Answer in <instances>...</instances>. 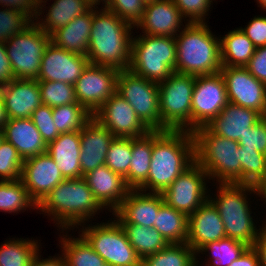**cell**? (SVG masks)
<instances>
[{
  "mask_svg": "<svg viewBox=\"0 0 266 266\" xmlns=\"http://www.w3.org/2000/svg\"><path fill=\"white\" fill-rule=\"evenodd\" d=\"M194 162L195 140L192 132L153 131L149 174L138 190L161 194Z\"/></svg>",
  "mask_w": 266,
  "mask_h": 266,
  "instance_id": "6da1fadb",
  "label": "cell"
},
{
  "mask_svg": "<svg viewBox=\"0 0 266 266\" xmlns=\"http://www.w3.org/2000/svg\"><path fill=\"white\" fill-rule=\"evenodd\" d=\"M93 7L92 27L87 58L91 64L127 70L131 61L134 26L105 7Z\"/></svg>",
  "mask_w": 266,
  "mask_h": 266,
  "instance_id": "7a4b0ae2",
  "label": "cell"
},
{
  "mask_svg": "<svg viewBox=\"0 0 266 266\" xmlns=\"http://www.w3.org/2000/svg\"><path fill=\"white\" fill-rule=\"evenodd\" d=\"M37 209L51 217L59 229L71 228L89 222L104 208L94 198L84 177L60 182L38 205ZM61 227V228H60Z\"/></svg>",
  "mask_w": 266,
  "mask_h": 266,
  "instance_id": "3957f363",
  "label": "cell"
},
{
  "mask_svg": "<svg viewBox=\"0 0 266 266\" xmlns=\"http://www.w3.org/2000/svg\"><path fill=\"white\" fill-rule=\"evenodd\" d=\"M176 40L175 72L194 76L220 73V38L207 23H187Z\"/></svg>",
  "mask_w": 266,
  "mask_h": 266,
  "instance_id": "277c9868",
  "label": "cell"
},
{
  "mask_svg": "<svg viewBox=\"0 0 266 266\" xmlns=\"http://www.w3.org/2000/svg\"><path fill=\"white\" fill-rule=\"evenodd\" d=\"M214 197L209 200L218 209L224 224L226 237L244 242L252 247L264 226L256 228L249 206L248 193H254V186L249 184L219 183ZM247 194V195H246Z\"/></svg>",
  "mask_w": 266,
  "mask_h": 266,
  "instance_id": "5b68a950",
  "label": "cell"
},
{
  "mask_svg": "<svg viewBox=\"0 0 266 266\" xmlns=\"http://www.w3.org/2000/svg\"><path fill=\"white\" fill-rule=\"evenodd\" d=\"M192 133L195 140V161L208 174L209 180H216L218 184H241L238 141L213 134L206 126Z\"/></svg>",
  "mask_w": 266,
  "mask_h": 266,
  "instance_id": "8992f818",
  "label": "cell"
},
{
  "mask_svg": "<svg viewBox=\"0 0 266 266\" xmlns=\"http://www.w3.org/2000/svg\"><path fill=\"white\" fill-rule=\"evenodd\" d=\"M175 64V37L140 33L132 38L129 66L131 72L149 81L160 83L175 72Z\"/></svg>",
  "mask_w": 266,
  "mask_h": 266,
  "instance_id": "52a82bcc",
  "label": "cell"
},
{
  "mask_svg": "<svg viewBox=\"0 0 266 266\" xmlns=\"http://www.w3.org/2000/svg\"><path fill=\"white\" fill-rule=\"evenodd\" d=\"M196 76L173 72L158 83L161 124L167 130L191 132V104Z\"/></svg>",
  "mask_w": 266,
  "mask_h": 266,
  "instance_id": "ba28073f",
  "label": "cell"
},
{
  "mask_svg": "<svg viewBox=\"0 0 266 266\" xmlns=\"http://www.w3.org/2000/svg\"><path fill=\"white\" fill-rule=\"evenodd\" d=\"M50 42L51 36L33 21L4 43L14 79H37L42 56Z\"/></svg>",
  "mask_w": 266,
  "mask_h": 266,
  "instance_id": "9c48e42d",
  "label": "cell"
},
{
  "mask_svg": "<svg viewBox=\"0 0 266 266\" xmlns=\"http://www.w3.org/2000/svg\"><path fill=\"white\" fill-rule=\"evenodd\" d=\"M109 221L92 226L80 225L83 227L81 235L106 263L112 266H141L142 259L129 243L123 227L117 220Z\"/></svg>",
  "mask_w": 266,
  "mask_h": 266,
  "instance_id": "30bf717a",
  "label": "cell"
},
{
  "mask_svg": "<svg viewBox=\"0 0 266 266\" xmlns=\"http://www.w3.org/2000/svg\"><path fill=\"white\" fill-rule=\"evenodd\" d=\"M116 92L134 109L151 131H166L161 124L158 83L149 81L129 69L119 71Z\"/></svg>",
  "mask_w": 266,
  "mask_h": 266,
  "instance_id": "8fae6325",
  "label": "cell"
},
{
  "mask_svg": "<svg viewBox=\"0 0 266 266\" xmlns=\"http://www.w3.org/2000/svg\"><path fill=\"white\" fill-rule=\"evenodd\" d=\"M205 181L208 174L195 161L161 193L164 203L190 216L209 199Z\"/></svg>",
  "mask_w": 266,
  "mask_h": 266,
  "instance_id": "7c38bea8",
  "label": "cell"
},
{
  "mask_svg": "<svg viewBox=\"0 0 266 266\" xmlns=\"http://www.w3.org/2000/svg\"><path fill=\"white\" fill-rule=\"evenodd\" d=\"M228 103L221 73L196 76L191 104V132L208 125Z\"/></svg>",
  "mask_w": 266,
  "mask_h": 266,
  "instance_id": "4fadbf2b",
  "label": "cell"
},
{
  "mask_svg": "<svg viewBox=\"0 0 266 266\" xmlns=\"http://www.w3.org/2000/svg\"><path fill=\"white\" fill-rule=\"evenodd\" d=\"M119 71L89 63L74 84L77 102L92 115L116 92Z\"/></svg>",
  "mask_w": 266,
  "mask_h": 266,
  "instance_id": "5bb4252c",
  "label": "cell"
},
{
  "mask_svg": "<svg viewBox=\"0 0 266 266\" xmlns=\"http://www.w3.org/2000/svg\"><path fill=\"white\" fill-rule=\"evenodd\" d=\"M228 101L253 109L266 117V85L256 79L246 67H222Z\"/></svg>",
  "mask_w": 266,
  "mask_h": 266,
  "instance_id": "9a60e30c",
  "label": "cell"
},
{
  "mask_svg": "<svg viewBox=\"0 0 266 266\" xmlns=\"http://www.w3.org/2000/svg\"><path fill=\"white\" fill-rule=\"evenodd\" d=\"M93 117L116 138H138L151 130L140 120L132 106L115 92Z\"/></svg>",
  "mask_w": 266,
  "mask_h": 266,
  "instance_id": "2e32d148",
  "label": "cell"
},
{
  "mask_svg": "<svg viewBox=\"0 0 266 266\" xmlns=\"http://www.w3.org/2000/svg\"><path fill=\"white\" fill-rule=\"evenodd\" d=\"M87 56L69 52L54 45L46 47L37 81H61L72 85L89 64Z\"/></svg>",
  "mask_w": 266,
  "mask_h": 266,
  "instance_id": "e0dca14e",
  "label": "cell"
},
{
  "mask_svg": "<svg viewBox=\"0 0 266 266\" xmlns=\"http://www.w3.org/2000/svg\"><path fill=\"white\" fill-rule=\"evenodd\" d=\"M21 180L31 199L38 205L65 179L55 161L46 152L23 161Z\"/></svg>",
  "mask_w": 266,
  "mask_h": 266,
  "instance_id": "ac0fdd59",
  "label": "cell"
},
{
  "mask_svg": "<svg viewBox=\"0 0 266 266\" xmlns=\"http://www.w3.org/2000/svg\"><path fill=\"white\" fill-rule=\"evenodd\" d=\"M164 204L160 193L131 189L121 205L112 213L120 224L154 227L156 214Z\"/></svg>",
  "mask_w": 266,
  "mask_h": 266,
  "instance_id": "d6986e66",
  "label": "cell"
},
{
  "mask_svg": "<svg viewBox=\"0 0 266 266\" xmlns=\"http://www.w3.org/2000/svg\"><path fill=\"white\" fill-rule=\"evenodd\" d=\"M185 22L173 0H159L145 5L141 20L134 28H140L146 35L176 37ZM182 26V27H181Z\"/></svg>",
  "mask_w": 266,
  "mask_h": 266,
  "instance_id": "ffe728a7",
  "label": "cell"
},
{
  "mask_svg": "<svg viewBox=\"0 0 266 266\" xmlns=\"http://www.w3.org/2000/svg\"><path fill=\"white\" fill-rule=\"evenodd\" d=\"M225 237L224 224L219 211L209 199L188 216L186 243L195 252L207 243L218 241Z\"/></svg>",
  "mask_w": 266,
  "mask_h": 266,
  "instance_id": "44dd1931",
  "label": "cell"
},
{
  "mask_svg": "<svg viewBox=\"0 0 266 266\" xmlns=\"http://www.w3.org/2000/svg\"><path fill=\"white\" fill-rule=\"evenodd\" d=\"M84 178L94 198L103 208H109L110 212H114L121 205L131 190L126 184L125 178L113 172L106 165L88 172Z\"/></svg>",
  "mask_w": 266,
  "mask_h": 266,
  "instance_id": "7402d4cb",
  "label": "cell"
},
{
  "mask_svg": "<svg viewBox=\"0 0 266 266\" xmlns=\"http://www.w3.org/2000/svg\"><path fill=\"white\" fill-rule=\"evenodd\" d=\"M8 119L31 118L42 103L37 80L14 79L1 86Z\"/></svg>",
  "mask_w": 266,
  "mask_h": 266,
  "instance_id": "603a6c76",
  "label": "cell"
},
{
  "mask_svg": "<svg viewBox=\"0 0 266 266\" xmlns=\"http://www.w3.org/2000/svg\"><path fill=\"white\" fill-rule=\"evenodd\" d=\"M115 138L94 117L80 130V168L83 176L105 165L107 151Z\"/></svg>",
  "mask_w": 266,
  "mask_h": 266,
  "instance_id": "cb8c5ba5",
  "label": "cell"
},
{
  "mask_svg": "<svg viewBox=\"0 0 266 266\" xmlns=\"http://www.w3.org/2000/svg\"><path fill=\"white\" fill-rule=\"evenodd\" d=\"M263 116L256 110L228 103L206 127L220 137L239 141Z\"/></svg>",
  "mask_w": 266,
  "mask_h": 266,
  "instance_id": "d4e9b609",
  "label": "cell"
},
{
  "mask_svg": "<svg viewBox=\"0 0 266 266\" xmlns=\"http://www.w3.org/2000/svg\"><path fill=\"white\" fill-rule=\"evenodd\" d=\"M2 130L4 139L17 149L23 160L47 152V144L31 118L8 119Z\"/></svg>",
  "mask_w": 266,
  "mask_h": 266,
  "instance_id": "484cf974",
  "label": "cell"
},
{
  "mask_svg": "<svg viewBox=\"0 0 266 266\" xmlns=\"http://www.w3.org/2000/svg\"><path fill=\"white\" fill-rule=\"evenodd\" d=\"M80 131L60 133L47 145V153L57 164L64 179L84 177L80 168Z\"/></svg>",
  "mask_w": 266,
  "mask_h": 266,
  "instance_id": "4316f807",
  "label": "cell"
},
{
  "mask_svg": "<svg viewBox=\"0 0 266 266\" xmlns=\"http://www.w3.org/2000/svg\"><path fill=\"white\" fill-rule=\"evenodd\" d=\"M93 7L54 31L51 42L69 52L86 56L92 27Z\"/></svg>",
  "mask_w": 266,
  "mask_h": 266,
  "instance_id": "83f0119b",
  "label": "cell"
},
{
  "mask_svg": "<svg viewBox=\"0 0 266 266\" xmlns=\"http://www.w3.org/2000/svg\"><path fill=\"white\" fill-rule=\"evenodd\" d=\"M222 67H245L256 47L240 28L220 37Z\"/></svg>",
  "mask_w": 266,
  "mask_h": 266,
  "instance_id": "f1b7e54d",
  "label": "cell"
},
{
  "mask_svg": "<svg viewBox=\"0 0 266 266\" xmlns=\"http://www.w3.org/2000/svg\"><path fill=\"white\" fill-rule=\"evenodd\" d=\"M152 150L153 131L142 137L132 138V158L129 173L125 177L126 184L131 189H138L147 180Z\"/></svg>",
  "mask_w": 266,
  "mask_h": 266,
  "instance_id": "f546056e",
  "label": "cell"
},
{
  "mask_svg": "<svg viewBox=\"0 0 266 266\" xmlns=\"http://www.w3.org/2000/svg\"><path fill=\"white\" fill-rule=\"evenodd\" d=\"M45 18L35 19V23L48 35L67 25L75 17L86 13L92 6L85 0H54ZM41 21H40V20Z\"/></svg>",
  "mask_w": 266,
  "mask_h": 266,
  "instance_id": "4dcf8cb0",
  "label": "cell"
},
{
  "mask_svg": "<svg viewBox=\"0 0 266 266\" xmlns=\"http://www.w3.org/2000/svg\"><path fill=\"white\" fill-rule=\"evenodd\" d=\"M153 228L168 243H185L188 234V216L164 203L156 214Z\"/></svg>",
  "mask_w": 266,
  "mask_h": 266,
  "instance_id": "1f68e13d",
  "label": "cell"
},
{
  "mask_svg": "<svg viewBox=\"0 0 266 266\" xmlns=\"http://www.w3.org/2000/svg\"><path fill=\"white\" fill-rule=\"evenodd\" d=\"M197 253L185 243H168L163 249L145 256L141 266H199Z\"/></svg>",
  "mask_w": 266,
  "mask_h": 266,
  "instance_id": "d6a6232c",
  "label": "cell"
},
{
  "mask_svg": "<svg viewBox=\"0 0 266 266\" xmlns=\"http://www.w3.org/2000/svg\"><path fill=\"white\" fill-rule=\"evenodd\" d=\"M68 236H61L59 241L66 266H102L105 263L81 234L77 238Z\"/></svg>",
  "mask_w": 266,
  "mask_h": 266,
  "instance_id": "836d02e7",
  "label": "cell"
},
{
  "mask_svg": "<svg viewBox=\"0 0 266 266\" xmlns=\"http://www.w3.org/2000/svg\"><path fill=\"white\" fill-rule=\"evenodd\" d=\"M137 255L143 259L163 249L168 242L155 229L136 224H120Z\"/></svg>",
  "mask_w": 266,
  "mask_h": 266,
  "instance_id": "e575fe53",
  "label": "cell"
},
{
  "mask_svg": "<svg viewBox=\"0 0 266 266\" xmlns=\"http://www.w3.org/2000/svg\"><path fill=\"white\" fill-rule=\"evenodd\" d=\"M38 240L9 239L0 246V266H31L40 251Z\"/></svg>",
  "mask_w": 266,
  "mask_h": 266,
  "instance_id": "d590c367",
  "label": "cell"
},
{
  "mask_svg": "<svg viewBox=\"0 0 266 266\" xmlns=\"http://www.w3.org/2000/svg\"><path fill=\"white\" fill-rule=\"evenodd\" d=\"M249 247L244 242L225 237L218 241L207 243L196 253H209L210 260H207L209 264L205 263V266H229L232 261L238 259Z\"/></svg>",
  "mask_w": 266,
  "mask_h": 266,
  "instance_id": "8d00e7d4",
  "label": "cell"
},
{
  "mask_svg": "<svg viewBox=\"0 0 266 266\" xmlns=\"http://www.w3.org/2000/svg\"><path fill=\"white\" fill-rule=\"evenodd\" d=\"M26 208L37 209V204L29 196L21 179L17 181L0 180V211L18 213Z\"/></svg>",
  "mask_w": 266,
  "mask_h": 266,
  "instance_id": "74e56055",
  "label": "cell"
},
{
  "mask_svg": "<svg viewBox=\"0 0 266 266\" xmlns=\"http://www.w3.org/2000/svg\"><path fill=\"white\" fill-rule=\"evenodd\" d=\"M53 121L59 133L80 131L93 115L78 102L52 107Z\"/></svg>",
  "mask_w": 266,
  "mask_h": 266,
  "instance_id": "f35d334b",
  "label": "cell"
},
{
  "mask_svg": "<svg viewBox=\"0 0 266 266\" xmlns=\"http://www.w3.org/2000/svg\"><path fill=\"white\" fill-rule=\"evenodd\" d=\"M42 103L58 107L77 102L74 85L61 81H38Z\"/></svg>",
  "mask_w": 266,
  "mask_h": 266,
  "instance_id": "ab89813d",
  "label": "cell"
},
{
  "mask_svg": "<svg viewBox=\"0 0 266 266\" xmlns=\"http://www.w3.org/2000/svg\"><path fill=\"white\" fill-rule=\"evenodd\" d=\"M132 158V138H115L107 151L105 165L124 178L129 173Z\"/></svg>",
  "mask_w": 266,
  "mask_h": 266,
  "instance_id": "60d3db41",
  "label": "cell"
},
{
  "mask_svg": "<svg viewBox=\"0 0 266 266\" xmlns=\"http://www.w3.org/2000/svg\"><path fill=\"white\" fill-rule=\"evenodd\" d=\"M241 163V184L254 186L263 176L266 164V155L255 149L239 146Z\"/></svg>",
  "mask_w": 266,
  "mask_h": 266,
  "instance_id": "b9f144b4",
  "label": "cell"
},
{
  "mask_svg": "<svg viewBox=\"0 0 266 266\" xmlns=\"http://www.w3.org/2000/svg\"><path fill=\"white\" fill-rule=\"evenodd\" d=\"M23 161L17 149L4 139L0 144V180L17 181L21 179Z\"/></svg>",
  "mask_w": 266,
  "mask_h": 266,
  "instance_id": "7bdbcfd3",
  "label": "cell"
},
{
  "mask_svg": "<svg viewBox=\"0 0 266 266\" xmlns=\"http://www.w3.org/2000/svg\"><path fill=\"white\" fill-rule=\"evenodd\" d=\"M2 8L0 10V42L5 43L28 27L33 20L17 9Z\"/></svg>",
  "mask_w": 266,
  "mask_h": 266,
  "instance_id": "ee69618b",
  "label": "cell"
},
{
  "mask_svg": "<svg viewBox=\"0 0 266 266\" xmlns=\"http://www.w3.org/2000/svg\"><path fill=\"white\" fill-rule=\"evenodd\" d=\"M145 5L143 0H107L105 8L135 27L143 16Z\"/></svg>",
  "mask_w": 266,
  "mask_h": 266,
  "instance_id": "f6af8a7d",
  "label": "cell"
},
{
  "mask_svg": "<svg viewBox=\"0 0 266 266\" xmlns=\"http://www.w3.org/2000/svg\"><path fill=\"white\" fill-rule=\"evenodd\" d=\"M31 119L47 145L60 135L53 121L52 107L41 104L33 111Z\"/></svg>",
  "mask_w": 266,
  "mask_h": 266,
  "instance_id": "bcb514c9",
  "label": "cell"
},
{
  "mask_svg": "<svg viewBox=\"0 0 266 266\" xmlns=\"http://www.w3.org/2000/svg\"><path fill=\"white\" fill-rule=\"evenodd\" d=\"M188 23H205L213 0H173Z\"/></svg>",
  "mask_w": 266,
  "mask_h": 266,
  "instance_id": "7dc6e473",
  "label": "cell"
},
{
  "mask_svg": "<svg viewBox=\"0 0 266 266\" xmlns=\"http://www.w3.org/2000/svg\"><path fill=\"white\" fill-rule=\"evenodd\" d=\"M238 143L242 148L255 149L266 155V117L250 127Z\"/></svg>",
  "mask_w": 266,
  "mask_h": 266,
  "instance_id": "c3c4849f",
  "label": "cell"
},
{
  "mask_svg": "<svg viewBox=\"0 0 266 266\" xmlns=\"http://www.w3.org/2000/svg\"><path fill=\"white\" fill-rule=\"evenodd\" d=\"M240 29L256 48L266 46V16H255L245 28Z\"/></svg>",
  "mask_w": 266,
  "mask_h": 266,
  "instance_id": "681fc988",
  "label": "cell"
},
{
  "mask_svg": "<svg viewBox=\"0 0 266 266\" xmlns=\"http://www.w3.org/2000/svg\"><path fill=\"white\" fill-rule=\"evenodd\" d=\"M245 67L256 79L266 85V46L256 48Z\"/></svg>",
  "mask_w": 266,
  "mask_h": 266,
  "instance_id": "f907efd6",
  "label": "cell"
},
{
  "mask_svg": "<svg viewBox=\"0 0 266 266\" xmlns=\"http://www.w3.org/2000/svg\"><path fill=\"white\" fill-rule=\"evenodd\" d=\"M38 0H0V6L17 9L35 21L38 12Z\"/></svg>",
  "mask_w": 266,
  "mask_h": 266,
  "instance_id": "816d5d0a",
  "label": "cell"
},
{
  "mask_svg": "<svg viewBox=\"0 0 266 266\" xmlns=\"http://www.w3.org/2000/svg\"><path fill=\"white\" fill-rule=\"evenodd\" d=\"M14 80V74L6 53L5 44L0 42V87Z\"/></svg>",
  "mask_w": 266,
  "mask_h": 266,
  "instance_id": "f5cc1de1",
  "label": "cell"
},
{
  "mask_svg": "<svg viewBox=\"0 0 266 266\" xmlns=\"http://www.w3.org/2000/svg\"><path fill=\"white\" fill-rule=\"evenodd\" d=\"M229 266H260L257 252L249 247L238 259L232 261Z\"/></svg>",
  "mask_w": 266,
  "mask_h": 266,
  "instance_id": "db71d44e",
  "label": "cell"
},
{
  "mask_svg": "<svg viewBox=\"0 0 266 266\" xmlns=\"http://www.w3.org/2000/svg\"><path fill=\"white\" fill-rule=\"evenodd\" d=\"M258 254L260 266H266V228L260 232L258 239L252 246Z\"/></svg>",
  "mask_w": 266,
  "mask_h": 266,
  "instance_id": "11a10c76",
  "label": "cell"
},
{
  "mask_svg": "<svg viewBox=\"0 0 266 266\" xmlns=\"http://www.w3.org/2000/svg\"><path fill=\"white\" fill-rule=\"evenodd\" d=\"M38 252L34 257L31 266H66V262L62 254L59 256L49 257L48 259H42Z\"/></svg>",
  "mask_w": 266,
  "mask_h": 266,
  "instance_id": "9f6ffc18",
  "label": "cell"
},
{
  "mask_svg": "<svg viewBox=\"0 0 266 266\" xmlns=\"http://www.w3.org/2000/svg\"><path fill=\"white\" fill-rule=\"evenodd\" d=\"M256 195L263 197L266 202V164L263 176L254 185ZM266 205V204H265Z\"/></svg>",
  "mask_w": 266,
  "mask_h": 266,
  "instance_id": "6f0895ef",
  "label": "cell"
},
{
  "mask_svg": "<svg viewBox=\"0 0 266 266\" xmlns=\"http://www.w3.org/2000/svg\"><path fill=\"white\" fill-rule=\"evenodd\" d=\"M8 118L6 115V110L4 107V102L1 94V87H0V128H2L5 123L7 122Z\"/></svg>",
  "mask_w": 266,
  "mask_h": 266,
  "instance_id": "680465c9",
  "label": "cell"
},
{
  "mask_svg": "<svg viewBox=\"0 0 266 266\" xmlns=\"http://www.w3.org/2000/svg\"><path fill=\"white\" fill-rule=\"evenodd\" d=\"M48 0H38V2H39V5H38V12H37V16H36V18H39L40 17V15L42 16V13H43V15H44V12L42 11L43 10V8H44V6L46 5V2H47ZM42 2L43 3H45V4H42Z\"/></svg>",
  "mask_w": 266,
  "mask_h": 266,
  "instance_id": "91938a15",
  "label": "cell"
},
{
  "mask_svg": "<svg viewBox=\"0 0 266 266\" xmlns=\"http://www.w3.org/2000/svg\"><path fill=\"white\" fill-rule=\"evenodd\" d=\"M89 5L92 7H98L97 5H100L101 2H103V7L106 5V0H85ZM105 3V4H104Z\"/></svg>",
  "mask_w": 266,
  "mask_h": 266,
  "instance_id": "94428289",
  "label": "cell"
},
{
  "mask_svg": "<svg viewBox=\"0 0 266 266\" xmlns=\"http://www.w3.org/2000/svg\"><path fill=\"white\" fill-rule=\"evenodd\" d=\"M257 1V4L259 3L260 7H262V9H264V11H266V0H256Z\"/></svg>",
  "mask_w": 266,
  "mask_h": 266,
  "instance_id": "6125c7cd",
  "label": "cell"
},
{
  "mask_svg": "<svg viewBox=\"0 0 266 266\" xmlns=\"http://www.w3.org/2000/svg\"><path fill=\"white\" fill-rule=\"evenodd\" d=\"M3 140H4V134L2 128H0V144L2 143Z\"/></svg>",
  "mask_w": 266,
  "mask_h": 266,
  "instance_id": "be15d7a7",
  "label": "cell"
},
{
  "mask_svg": "<svg viewBox=\"0 0 266 266\" xmlns=\"http://www.w3.org/2000/svg\"><path fill=\"white\" fill-rule=\"evenodd\" d=\"M145 4H149V3H153L155 1H159V0H143Z\"/></svg>",
  "mask_w": 266,
  "mask_h": 266,
  "instance_id": "e7e4bbea",
  "label": "cell"
},
{
  "mask_svg": "<svg viewBox=\"0 0 266 266\" xmlns=\"http://www.w3.org/2000/svg\"><path fill=\"white\" fill-rule=\"evenodd\" d=\"M102 266H112V265L105 262Z\"/></svg>",
  "mask_w": 266,
  "mask_h": 266,
  "instance_id": "03108f58",
  "label": "cell"
}]
</instances>
